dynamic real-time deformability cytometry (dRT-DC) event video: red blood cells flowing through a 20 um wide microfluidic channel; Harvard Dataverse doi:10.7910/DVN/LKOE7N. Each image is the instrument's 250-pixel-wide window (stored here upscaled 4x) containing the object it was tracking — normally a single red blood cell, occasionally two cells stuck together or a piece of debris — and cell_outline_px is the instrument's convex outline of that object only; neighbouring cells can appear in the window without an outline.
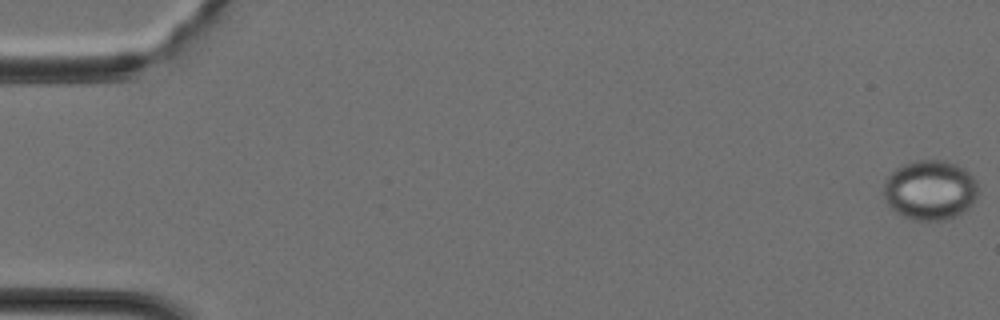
{"species": "Egyptian fruit bat (a non-hibernating species)", "species_latin": "Rousettus aegyptiacus", "temperature_condition": "cold", "stored_images_in_passage": 40, "camera_frame_rate_fps": 3000, "um_per_image_px": 0.085, "animal": {"sex": "female"}, "frame": {"image": 1, "passage_image": 1, "time_ms": 0.0, "image_size_px": [1000, 320], "cell_outline_px": [[976, 196], [972, 204], [964, 212], [956, 216], [944, 220], [916, 220], [904, 216], [896, 212], [884, 200], [884, 184], [888, 176], [900, 164], [916, 160], [944, 160], [956, 164], [964, 168], [976, 180]], "centroid_in_image_um": [79.04, 16.14], "position_along_channel_um": 6.0, "area_um2": 32.95}}
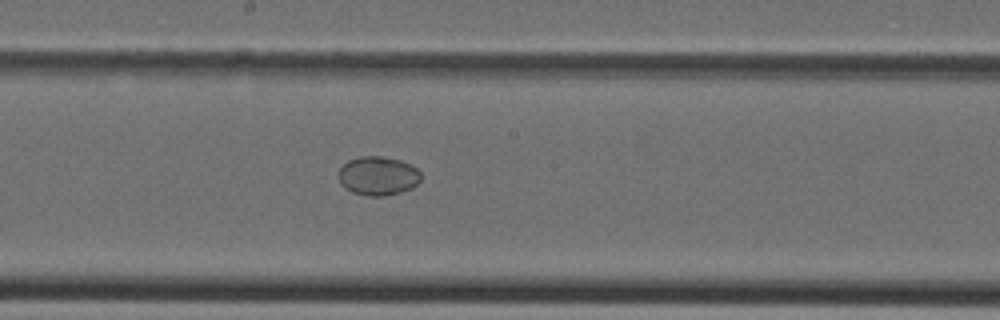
{"frame": {"image": 2, "passage_image": 22, "time_ms": 7.0, "image_size_px": [1000, 320], "cell_outline_px": [[420, 180], [412, 188], [400, 192], [384, 196], [368, 196], [352, 192], [344, 188], [340, 184], [336, 176], [340, 168], [348, 160], [360, 156], [384, 156], [400, 160], [416, 168], [420, 172]], "centroid_in_image_um": [32.08, 14.95], "position_along_channel_um": 216.1, "area_um2": 18.84}}
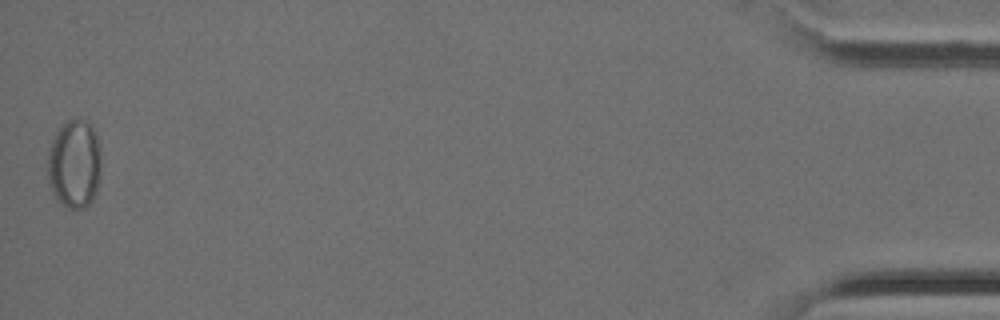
{"frame": {"image": 3, "passage_image": 40, "time_ms": 13.0, "image_size_px": [1000, 320], "cell_outline_px": [[100, 180], [96, 192], [92, 200], [84, 208], [68, 208], [52, 192], [48, 180], [48, 152], [52, 140], [56, 132], [72, 116], [84, 120], [92, 128], [100, 140]], "centroid_in_image_um": [6.35, 13.91], "position_along_channel_um": 428.9, "area_um2": 27.74}}